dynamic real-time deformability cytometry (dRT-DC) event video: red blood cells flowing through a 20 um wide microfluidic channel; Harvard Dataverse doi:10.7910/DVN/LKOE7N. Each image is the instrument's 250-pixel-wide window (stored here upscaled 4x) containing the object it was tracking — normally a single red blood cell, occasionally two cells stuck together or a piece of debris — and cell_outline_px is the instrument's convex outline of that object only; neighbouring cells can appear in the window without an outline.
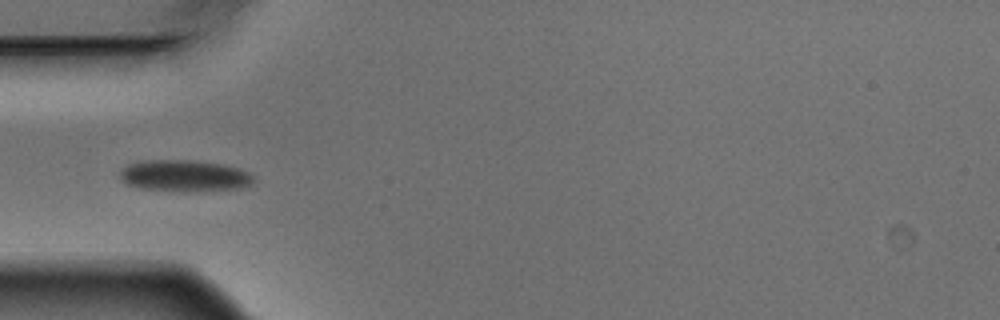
{"species": "Egyptian fruit bat (a non-hibernating species)", "species_latin": "Rousettus aegyptiacus", "temperature_condition": "warm", "stored_images_in_passage": 8, "camera_frame_rate_fps": 3000, "um_per_image_px": 0.085, "animal": {"sex": "male"}, "frame": {"image": 1, "passage_image": 4, "time_ms": 1.0, "image_size_px": [1000, 320], "cell_outline_px": [[256, 180], [248, 188], [196, 192], [192, 192], [136, 188], [124, 184], [120, 180], [120, 172], [128, 164], [140, 160], [192, 160], [224, 164], [240, 168], [248, 172]], "centroid_in_image_um": [15.71, 14.96], "position_along_channel_um": 69.3, "area_um2": 25.32}}
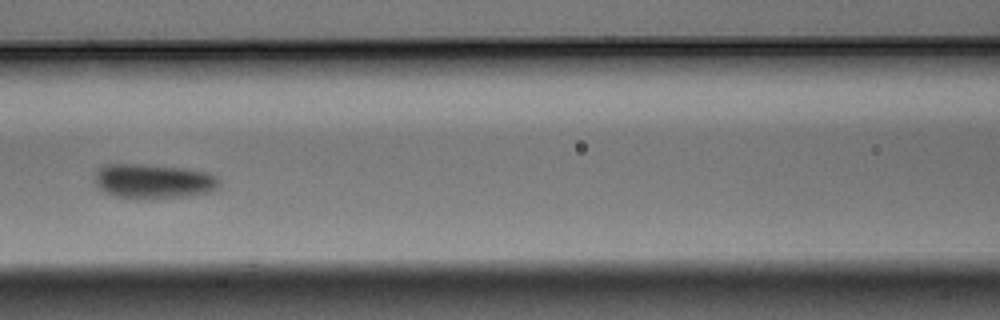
{"frame": {"image": 2, "passage_image": 6, "time_ms": 1.667, "image_size_px": [1000, 320], "cell_outline_px": [[220, 184], [212, 192], [188, 196], [136, 200], [116, 196], [104, 192], [96, 184], [96, 172], [104, 164], [140, 164], [184, 168], [208, 172], [216, 176], [220, 180]], "centroid_in_image_um": [13.06, 15.42], "position_along_channel_um": 153.5, "area_um2": 25.37}}
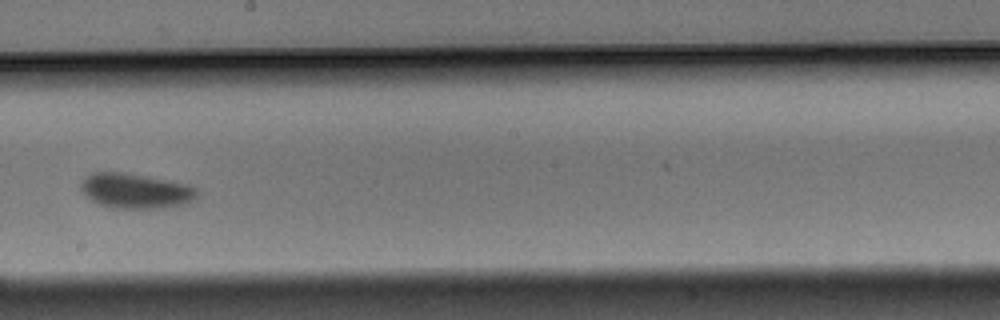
{"frame": {"image": 3, "passage_image": 8, "time_ms": 2.333, "image_size_px": [1000, 320], "cell_outline_px": [[200, 192], [192, 200], [184, 204], [164, 208], [112, 208], [100, 204], [92, 200], [80, 188], [80, 184], [84, 176], [92, 172], [120, 172], [144, 176], [188, 184], [196, 188]], "centroid_in_image_um": [11.52, 16.22], "position_along_channel_um": 236.7, "area_um2": 23.58}}